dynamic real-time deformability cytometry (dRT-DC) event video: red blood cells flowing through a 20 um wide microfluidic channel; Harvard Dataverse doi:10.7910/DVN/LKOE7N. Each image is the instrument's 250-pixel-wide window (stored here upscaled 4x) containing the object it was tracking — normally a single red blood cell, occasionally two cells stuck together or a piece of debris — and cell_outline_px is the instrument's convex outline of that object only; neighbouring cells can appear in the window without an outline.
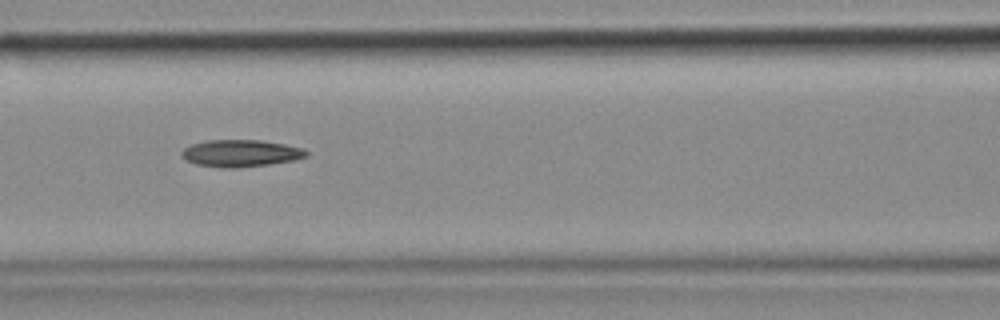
{"species": "common noctule bat (a hibernating species)", "species_latin": "Nyctalus noctula", "temperature_condition": "cold", "stored_images_in_passage": 6, "camera_frame_rate_fps": 3000, "um_per_image_px": 0.085, "animal": {"sex": "female", "body_mass_g": 18.4}, "frame": {"image": 1, "passage_image": 5, "time_ms": 1.333, "image_size_px": [1000, 320], "cell_outline_px": [[308, 156], [292, 160], [268, 164], [236, 168], [224, 168], [196, 164], [188, 160], [180, 152], [184, 148], [192, 144], [208, 140], [260, 140], [284, 144], [300, 148], [308, 152]], "centroid_in_image_um": [20.45, 13.02], "position_along_channel_um": 146.2, "area_um2": 19.31}}